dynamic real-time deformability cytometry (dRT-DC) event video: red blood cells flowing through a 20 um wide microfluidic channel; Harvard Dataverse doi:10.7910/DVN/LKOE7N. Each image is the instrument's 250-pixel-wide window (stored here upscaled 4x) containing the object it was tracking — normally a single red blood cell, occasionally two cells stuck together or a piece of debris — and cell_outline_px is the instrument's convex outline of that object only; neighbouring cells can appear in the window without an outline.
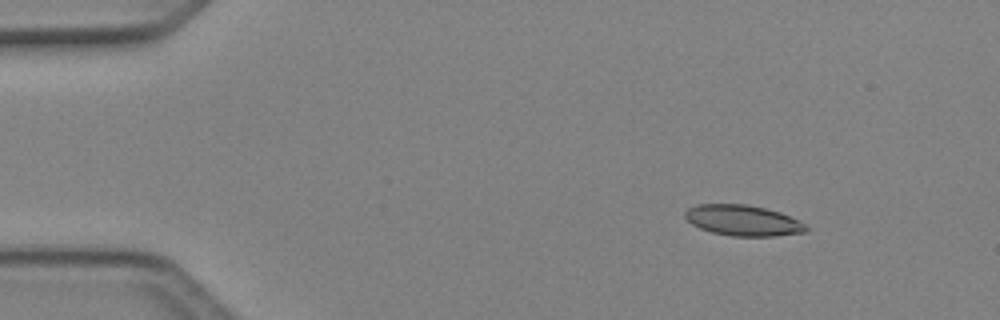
{"species": "Egyptian fruit bat (a non-hibernating species)", "species_latin": "Rousettus aegyptiacus", "temperature_condition": "cold", "stored_images_in_passage": 4, "camera_frame_rate_fps": 3000, "um_per_image_px": 0.085, "animal": {"sex": "female"}, "frame": {"image": 1, "passage_image": 1, "time_ms": 0.0, "image_size_px": [1000, 320], "cell_outline_px": [[808, 232], [776, 236], [732, 236], [712, 232], [700, 228], [692, 224], [684, 216], [684, 212], [688, 208], [696, 204], [748, 204], [780, 212], [800, 220], [808, 224]], "centroid_in_image_um": [63.2, 18.74], "position_along_channel_um": 21.8, "area_um2": 21.91}}
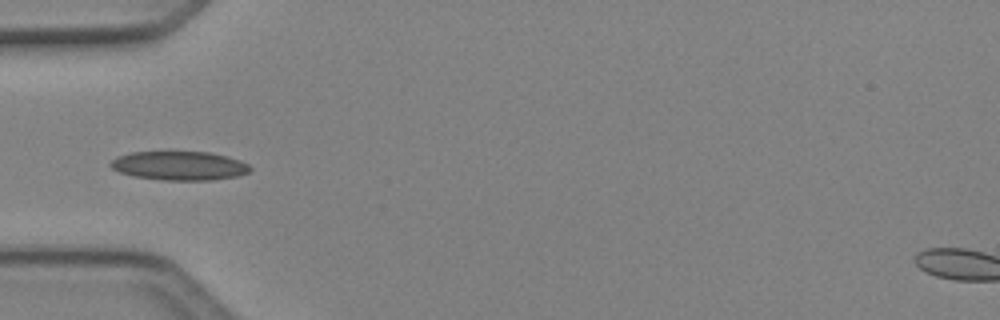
{"frame": {"image": 2, "passage_image": 3, "time_ms": 0.667, "image_size_px": [1000, 320], "cell_outline_px": [[252, 168], [248, 172], [236, 176], [212, 180], [160, 180], [132, 176], [120, 172], [112, 168], [108, 164], [112, 160], [120, 156], [132, 152], [208, 152], [228, 156], [240, 160], [248, 164]], "centroid_in_image_um": [15.25, 14.09], "position_along_channel_um": 69.7, "area_um2": 23.47}}
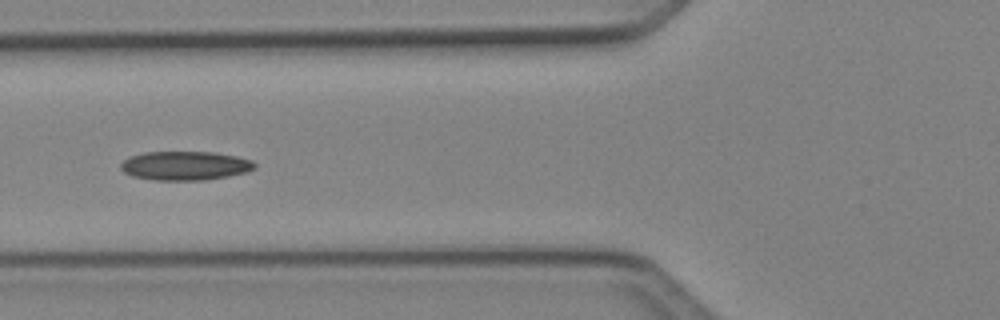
{"frame": {"image": 3, "passage_image": 4, "time_ms": 1.0, "image_size_px": [1000, 320], "cell_outline_px": [[256, 168], [248, 172], [228, 176], [204, 180], [156, 180], [132, 176], [124, 172], [120, 168], [120, 164], [128, 156], [144, 152], [212, 152], [236, 156], [252, 160], [256, 164]], "centroid_in_image_um": [15.73, 14.08], "position_along_channel_um": 110.1, "area_um2": 22.72}}